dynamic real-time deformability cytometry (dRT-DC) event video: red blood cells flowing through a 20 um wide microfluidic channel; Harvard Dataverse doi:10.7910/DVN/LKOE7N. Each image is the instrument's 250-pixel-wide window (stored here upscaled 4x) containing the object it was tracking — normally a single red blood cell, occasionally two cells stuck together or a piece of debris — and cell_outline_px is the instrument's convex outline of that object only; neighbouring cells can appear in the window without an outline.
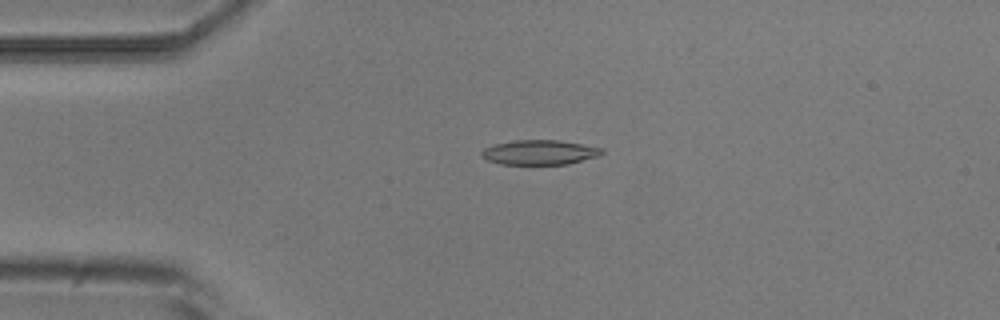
{"species": "common noctule bat (a hibernating species)", "species_latin": "Nyctalus noctula", "temperature_condition": "room temperature", "stored_images_in_passage": 6, "camera_frame_rate_fps": 3000, "um_per_image_px": 0.085, "animal": {"sex": "male", "body_mass_g": 20.5, "forearm_length_mm": 52.5}, "frame": {"image": 1, "passage_image": 4, "time_ms": 3.333, "image_size_px": [1000, 320], "cell_outline_px": [[604, 152], [600, 156], [568, 164], [500, 164], [488, 160], [480, 156], [480, 152], [484, 148], [496, 144], [512, 140], [560, 140], [604, 148]], "centroid_in_image_um": [45.88, 12.95], "position_along_channel_um": 39.1, "area_um2": 17.46}}
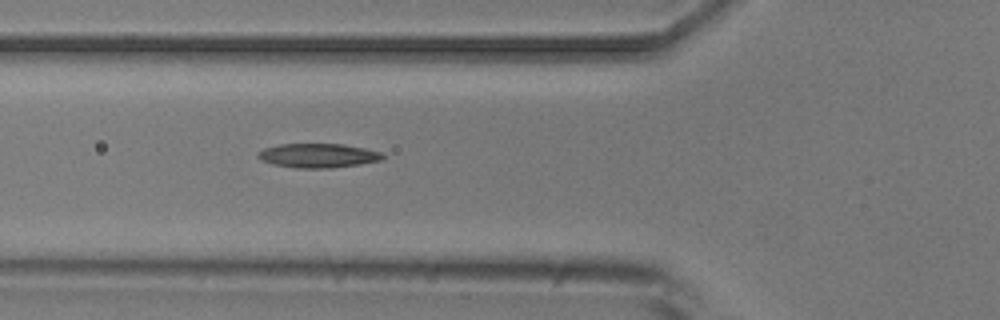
{"frame": {"image": 2, "passage_image": 6, "time_ms": 5.667, "image_size_px": [1000, 320], "cell_outline_px": [[384, 160], [360, 164], [328, 168], [296, 168], [272, 164], [260, 160], [256, 156], [256, 152], [264, 148], [280, 144], [344, 144], [364, 148], [380, 152], [384, 156]], "centroid_in_image_um": [27.0, 13.22], "position_along_channel_um": 98.8, "area_um2": 17.69}}